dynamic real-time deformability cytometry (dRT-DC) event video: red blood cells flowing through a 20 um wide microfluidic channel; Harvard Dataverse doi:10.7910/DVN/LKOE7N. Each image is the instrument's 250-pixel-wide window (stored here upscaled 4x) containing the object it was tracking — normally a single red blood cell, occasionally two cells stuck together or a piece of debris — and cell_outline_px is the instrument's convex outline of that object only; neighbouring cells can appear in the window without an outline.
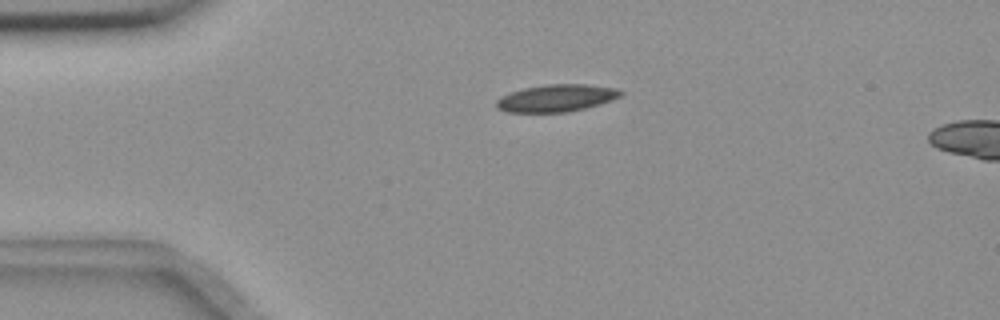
{"species": "common noctule bat (a hibernating species)", "species_latin": "Nyctalus noctula", "temperature_condition": "room temperature", "stored_images_in_passage": 6, "camera_frame_rate_fps": 3000, "um_per_image_px": 0.085, "animal": {"sex": "female", "body_mass_g": 18.4}, "frame": {"image": 1, "passage_image": 1, "time_ms": 0.0, "image_size_px": [1000, 320], "cell_outline_px": [[624, 96], [600, 104], [568, 112], [508, 112], [496, 108], [496, 100], [500, 96], [524, 88], [544, 84], [584, 84], [616, 88], [624, 92]], "centroid_in_image_um": [47.31, 8.33], "position_along_channel_um": 37.7, "area_um2": 19.83}}